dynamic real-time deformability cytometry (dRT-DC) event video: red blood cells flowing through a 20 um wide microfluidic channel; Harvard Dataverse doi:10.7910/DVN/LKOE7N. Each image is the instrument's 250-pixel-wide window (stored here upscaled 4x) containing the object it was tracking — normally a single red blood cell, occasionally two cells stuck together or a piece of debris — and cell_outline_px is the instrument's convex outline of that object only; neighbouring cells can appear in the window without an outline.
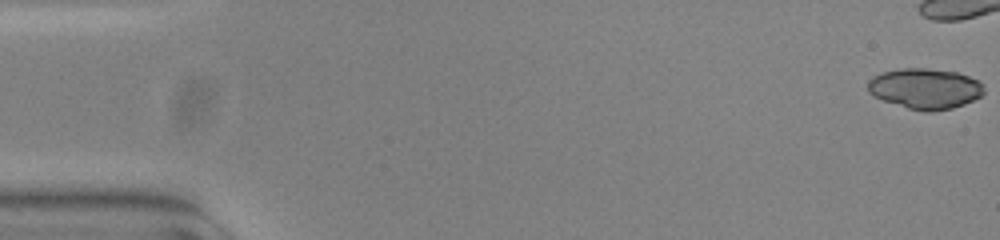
{"species": "common noctule bat (a hibernating species)", "species_latin": "Nyctalus noctula", "temperature_condition": "warm", "stored_images_in_passage": 42, "camera_frame_rate_fps": 3000, "um_per_image_px": 0.085, "animal": {"sex": "female", "body_mass_g": 23.0, "forearm_length_mm": 53.4}, "frame": {"image": 1, "passage_image": 1, "time_ms": 0.0, "image_size_px": [1000, 240], "cell_outline_px": [[984, 92], [980, 96], [964, 104], [952, 108], [932, 112], [924, 112], [908, 108], [884, 100], [868, 92], [868, 80], [872, 76], [880, 72], [900, 68], [928, 68], [956, 72], [968, 76], [984, 84]], "centroid_in_image_um": [78.62, 7.52], "position_along_channel_um": 6.4, "area_um2": 27.46}}